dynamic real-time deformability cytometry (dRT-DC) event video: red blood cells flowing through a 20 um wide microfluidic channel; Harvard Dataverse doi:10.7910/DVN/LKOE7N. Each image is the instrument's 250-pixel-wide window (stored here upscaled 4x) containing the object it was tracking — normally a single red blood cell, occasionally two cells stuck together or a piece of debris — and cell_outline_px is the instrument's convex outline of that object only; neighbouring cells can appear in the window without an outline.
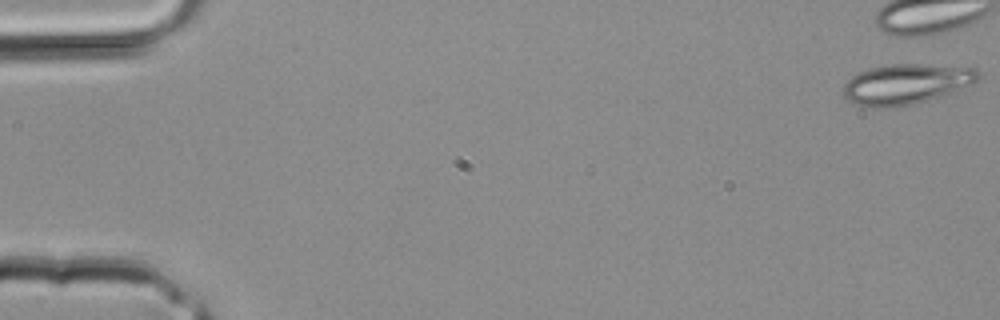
{"species": "common noctule bat (a hibernating species)", "species_latin": "Nyctalus noctula", "temperature_condition": "room temperature", "stored_images_in_passage": 3, "camera_frame_rate_fps": 3000, "um_per_image_px": 0.085, "animal": {"sex": "male", "body_mass_g": 20.4}, "frame": {"image": 1, "passage_image": 1, "time_ms": 0.0, "image_size_px": [1000, 320], "cell_outline_px": [[980, 80], [948, 96], [912, 104], [884, 108], [856, 104], [848, 100], [844, 96], [844, 84], [852, 76], [868, 68], [888, 64], [972, 64], [980, 72]], "centroid_in_image_um": [77.19, 7.11], "position_along_channel_um": 7.8, "area_um2": 32.71}}